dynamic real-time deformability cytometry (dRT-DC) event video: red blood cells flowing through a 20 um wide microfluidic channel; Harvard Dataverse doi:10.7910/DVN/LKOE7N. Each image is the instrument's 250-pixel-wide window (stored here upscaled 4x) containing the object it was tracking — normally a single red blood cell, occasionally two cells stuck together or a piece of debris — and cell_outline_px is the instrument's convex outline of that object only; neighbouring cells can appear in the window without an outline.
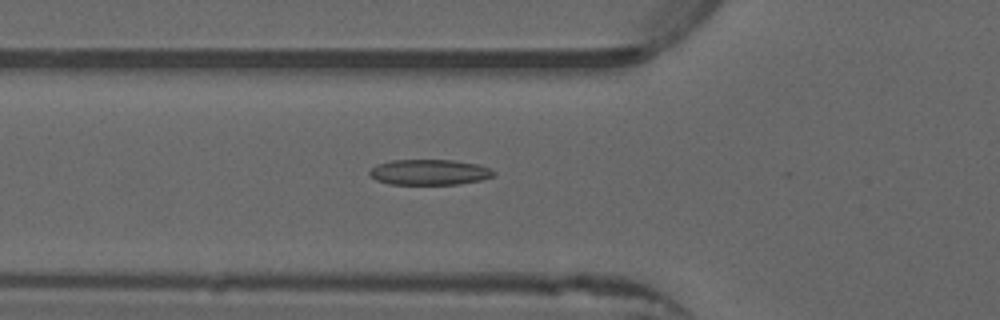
{"species": "common noctule bat (a hibernating species)", "species_latin": "Nyctalus noctula", "temperature_condition": "warm", "stored_images_in_passage": 44, "camera_frame_rate_fps": 3000, "um_per_image_px": 0.085, "animal": {"sex": "male", "forearm_length_mm": 52.5}, "frame": {"image": 1, "passage_image": 18, "time_ms": 5.667, "image_size_px": [1000, 320], "cell_outline_px": [[496, 172], [492, 176], [480, 180], [456, 184], [388, 184], [376, 180], [368, 176], [368, 172], [376, 164], [392, 160], [452, 160], [476, 164], [488, 168]], "centroid_in_image_um": [36.42, 14.63], "position_along_channel_um": 89.4, "area_um2": 18.38}}
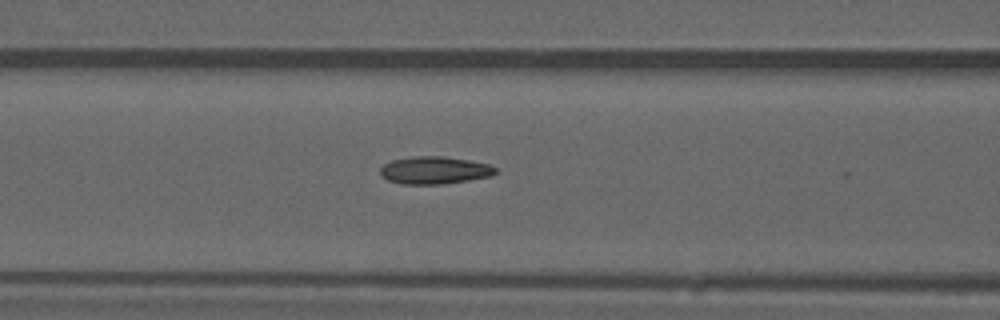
{"frame": {"image": 2, "passage_image": 21, "time_ms": 6.667, "image_size_px": [1000, 320], "cell_outline_px": [[496, 172], [492, 176], [468, 180], [440, 184], [400, 184], [388, 180], [380, 172], [380, 168], [384, 164], [392, 160], [412, 156], [444, 156], [468, 160], [488, 164], [496, 168]], "centroid_in_image_um": [36.92, 14.47], "position_along_channel_um": 129.7, "area_um2": 18.38}}
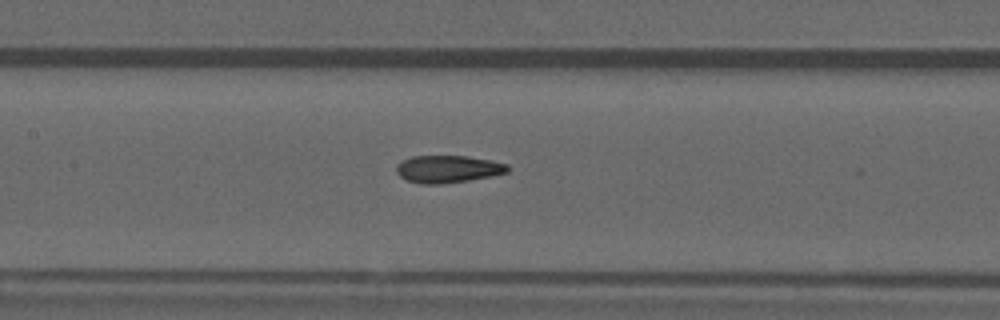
{"frame": {"image": 3, "passage_image": 24, "time_ms": 7.667, "image_size_px": [1000, 320], "cell_outline_px": [[508, 172], [492, 176], [468, 180], [440, 184], [420, 184], [408, 180], [400, 176], [396, 172], [396, 164], [400, 160], [412, 156], [468, 156], [492, 160], [508, 164]], "centroid_in_image_um": [38.05, 14.36], "position_along_channel_um": 169.3, "area_um2": 17.86}, "authors_computed_cell_mechanics": {"area_um2": 18.207, "velocity_mm_per_s": 3.9663, "shape_relaxation_time_tau1_ms": 9.126, "shape_relaxation_time_tau2_ms": 2.0782, "deformation_change_tau1": 0.2424, "deformation_change_tau2": 0.1004}}